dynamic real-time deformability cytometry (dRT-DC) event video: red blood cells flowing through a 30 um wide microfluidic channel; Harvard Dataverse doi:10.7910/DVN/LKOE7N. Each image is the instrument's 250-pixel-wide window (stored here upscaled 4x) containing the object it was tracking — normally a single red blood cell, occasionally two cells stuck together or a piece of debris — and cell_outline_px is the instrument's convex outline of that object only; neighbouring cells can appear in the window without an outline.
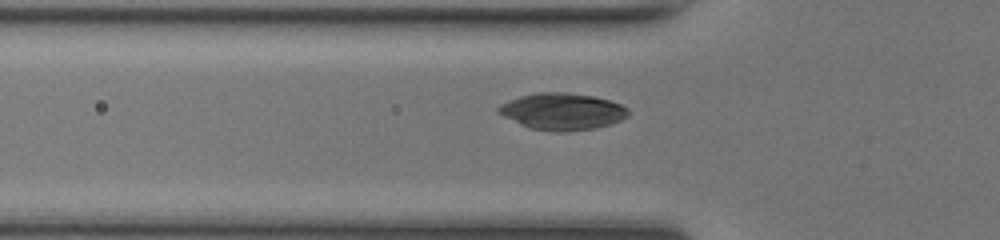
{"species": "common noctule bat (a hibernating species)", "species_latin": "Nyctalus noctula", "temperature_condition": "room temperature", "stored_images_in_passage": 35, "camera_frame_rate_fps": 3000, "um_per_image_px": 0.085, "animal": {"sex": "female", "body_mass_g": 17.0, "forearm_length_mm": 48.0}, "frame": {"image": 1, "passage_image": 5, "time_ms": 1.333, "image_size_px": [1000, 240], "cell_outline_px": [[628, 116], [612, 124], [596, 128], [564, 132], [552, 132], [528, 128], [496, 112], [496, 108], [500, 104], [508, 100], [520, 96], [536, 92], [568, 92], [592, 96], [608, 100], [620, 104], [628, 108]], "centroid_in_image_um": [47.77, 9.48], "position_along_channel_um": 78.0, "area_um2": 28.03}}
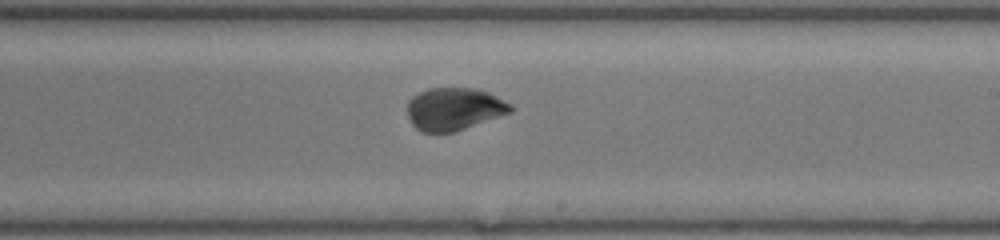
{"frame": {"image": 2, "passage_image": 17, "time_ms": 5.333, "image_size_px": [1000, 240], "cell_outline_px": [[512, 112], [452, 132], [420, 132], [412, 124], [408, 116], [408, 100], [412, 96], [420, 92], [432, 88], [476, 88], [488, 92], [512, 104]], "centroid_in_image_um": [38.59, 9.25], "position_along_channel_um": 250.4, "area_um2": 25.43}}
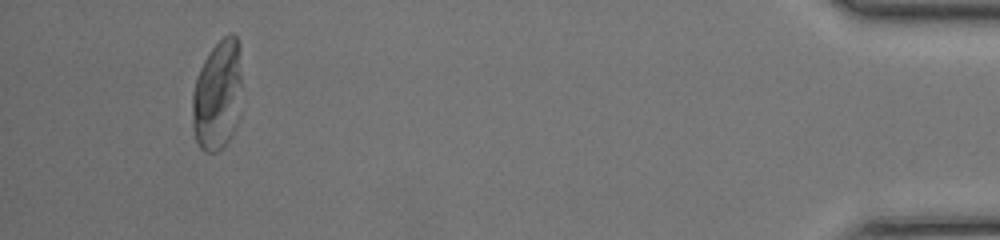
{"frame": {"image": 3, "passage_image": 34, "time_ms": 11.0, "image_size_px": [1000, 240], "cell_outline_px": [[240, 84], [236, 124], [232, 136], [216, 152], [204, 152], [200, 148], [196, 140], [192, 128], [192, 92], [196, 76], [204, 60], [212, 48], [228, 32], [232, 32], [236, 36], [240, 44]], "centroid_in_image_um": [18.45, 8.07], "position_along_channel_um": 416.7, "area_um2": 31.79}}